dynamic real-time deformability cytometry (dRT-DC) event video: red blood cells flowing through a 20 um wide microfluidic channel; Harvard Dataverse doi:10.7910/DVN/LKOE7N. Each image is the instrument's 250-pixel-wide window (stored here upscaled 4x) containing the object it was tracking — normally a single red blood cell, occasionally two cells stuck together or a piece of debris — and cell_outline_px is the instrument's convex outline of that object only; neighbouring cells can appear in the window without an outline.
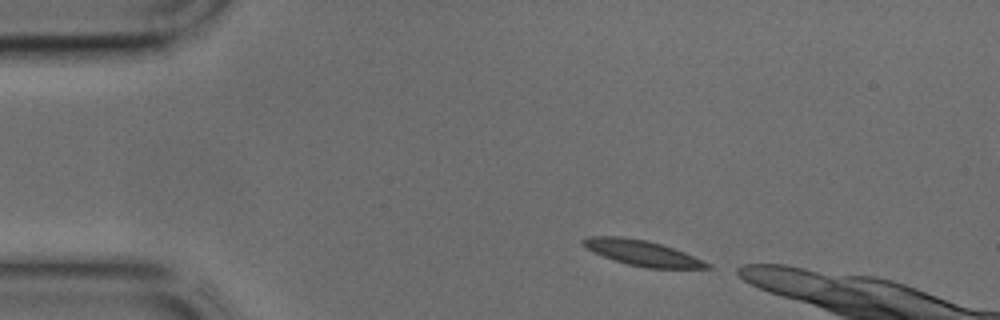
{"species": "common noctule bat (a hibernating species)", "species_latin": "Nyctalus noctula", "temperature_condition": "cold", "stored_images_in_passage": 9, "camera_frame_rate_fps": 3000, "um_per_image_px": 0.085, "animal": {"sex": "male", "body_mass_g": 17.9, "forearm_length_mm": 54.2}, "frame": {"image": 1, "passage_image": 1, "time_ms": 0.0, "image_size_px": [1000, 320], "cell_outline_px": [[712, 268], [648, 268], [628, 264], [604, 256], [588, 248], [580, 240], [588, 236], [620, 236], [648, 240], [684, 252], [704, 260], [712, 264]], "centroid_in_image_um": [54.64, 21.49], "position_along_channel_um": 30.4, "area_um2": 18.09}}